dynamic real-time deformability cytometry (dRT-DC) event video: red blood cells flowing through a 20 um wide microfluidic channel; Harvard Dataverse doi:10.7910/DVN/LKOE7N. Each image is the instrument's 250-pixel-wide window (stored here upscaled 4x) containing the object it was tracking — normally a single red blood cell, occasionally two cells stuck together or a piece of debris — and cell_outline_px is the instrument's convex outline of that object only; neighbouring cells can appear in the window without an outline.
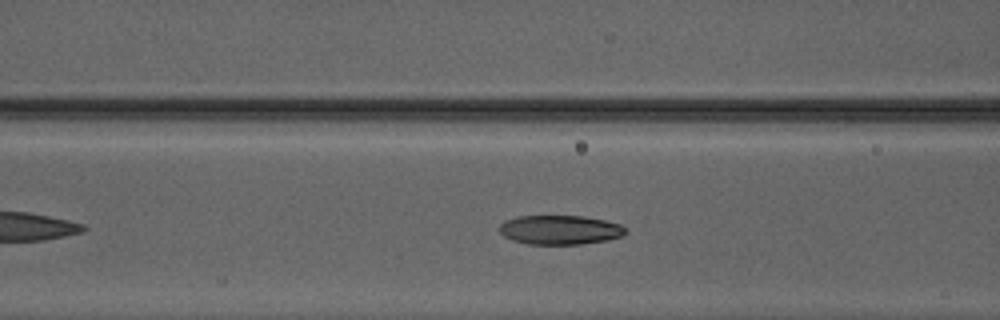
{"species": "Egyptian fruit bat (a non-hibernating species)", "species_latin": "Rousettus aegyptiacus", "temperature_condition": "warm", "stored_images_in_passage": 25, "camera_frame_rate_fps": 3000, "um_per_image_px": 0.085, "animal": {"sex": "male"}, "frame": {"image": 1, "passage_image": 11, "time_ms": 3.333, "image_size_px": [1000, 320], "cell_outline_px": [[628, 232], [620, 236], [608, 240], [580, 244], [528, 244], [512, 240], [504, 236], [500, 232], [500, 224], [504, 220], [516, 216], [584, 216], [604, 220], [620, 224], [628, 228]], "centroid_in_image_um": [47.61, 19.53], "position_along_channel_um": 119.0, "area_um2": 21.62}}
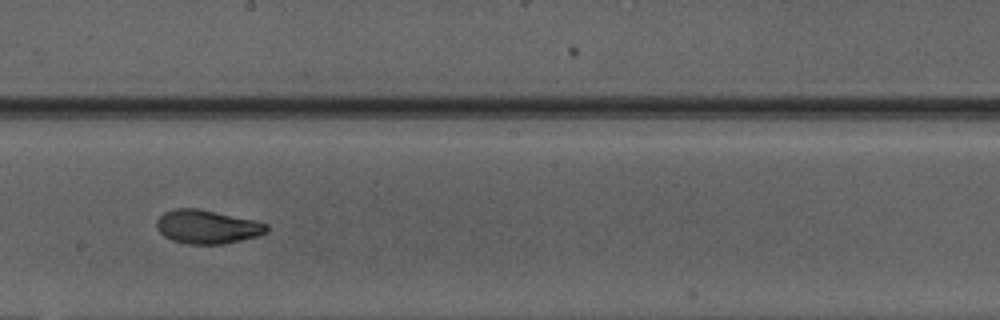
{"frame": {"image": 2, "passage_image": 19, "time_ms": 6.0, "image_size_px": [1000, 320], "cell_outline_px": [[268, 232], [256, 236], [224, 244], [188, 244], [172, 240], [164, 236], [156, 228], [156, 220], [164, 212], [176, 208], [196, 208], [256, 220], [268, 224]], "centroid_in_image_um": [17.6, 19.27], "position_along_channel_um": 230.6, "area_um2": 21.62}}
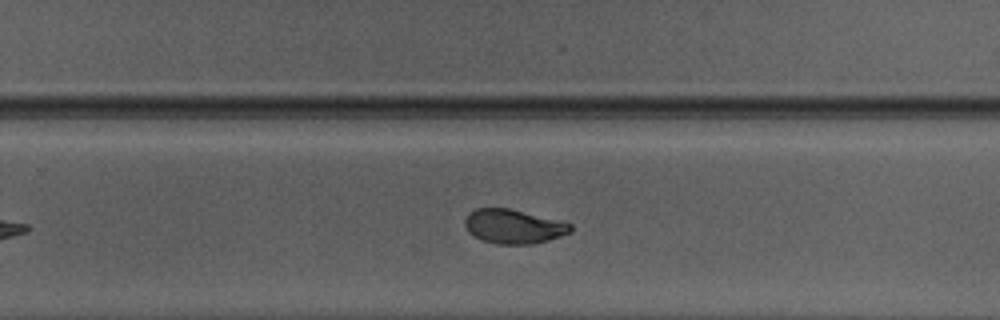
{"frame": {"image": 3, "passage_image": 23, "time_ms": 7.333, "image_size_px": [1000, 320], "cell_outline_px": [[572, 232], [548, 240], [532, 244], [496, 244], [480, 240], [468, 232], [464, 224], [464, 220], [476, 208], [508, 208], [572, 224]], "centroid_in_image_um": [43.63, 19.26], "position_along_channel_um": 286.2, "area_um2": 20.87}}